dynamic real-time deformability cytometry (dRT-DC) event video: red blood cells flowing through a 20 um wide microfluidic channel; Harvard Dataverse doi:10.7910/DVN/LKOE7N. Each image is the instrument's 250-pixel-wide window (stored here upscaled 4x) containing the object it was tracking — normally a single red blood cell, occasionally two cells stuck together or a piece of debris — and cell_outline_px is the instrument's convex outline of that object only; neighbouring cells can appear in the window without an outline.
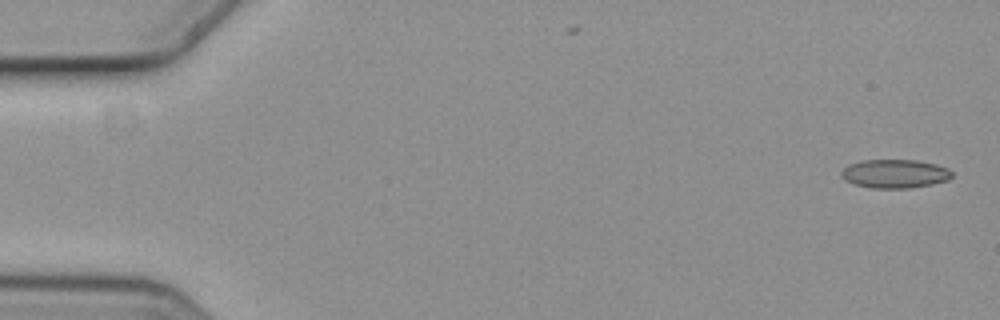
{"species": "common noctule bat (a hibernating species)", "species_latin": "Nyctalus noctula", "temperature_condition": "cold", "stored_images_in_passage": 9, "camera_frame_rate_fps": 3000, "um_per_image_px": 0.085, "animal": {"sex": "female", "body_mass_g": 19.3, "forearm_length_mm": 54.1}, "frame": {"image": 1, "passage_image": 1, "time_ms": 0.0, "image_size_px": [1000, 320], "cell_outline_px": [[952, 176], [948, 180], [932, 184], [908, 188], [872, 188], [856, 184], [844, 180], [840, 176], [840, 172], [848, 164], [860, 160], [916, 160], [936, 164], [948, 168], [952, 172]], "centroid_in_image_um": [76.04, 14.76], "position_along_channel_um": 9.0, "area_um2": 18.55}}
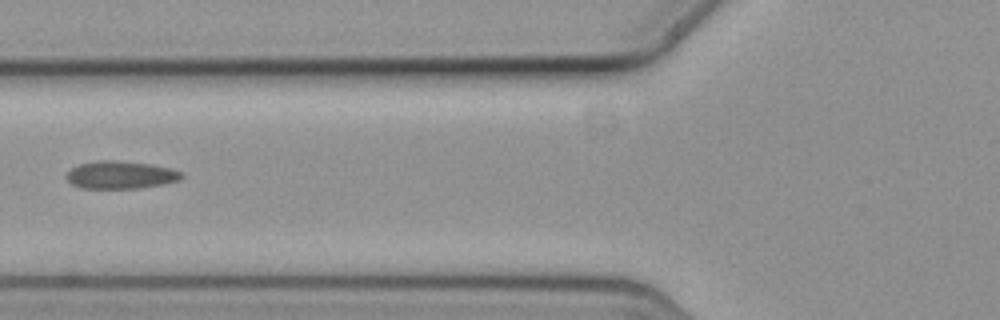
{"frame": {"image": 2, "passage_image": 6, "time_ms": 1.667, "image_size_px": [1000, 320], "cell_outline_px": [[184, 176], [180, 180], [164, 184], [140, 188], [80, 188], [72, 184], [68, 180], [68, 172], [72, 168], [80, 164], [96, 160], [112, 160], [152, 164], [172, 168], [184, 172]], "centroid_in_image_um": [10.32, 14.86], "position_along_channel_um": 115.5, "area_um2": 18.67}}
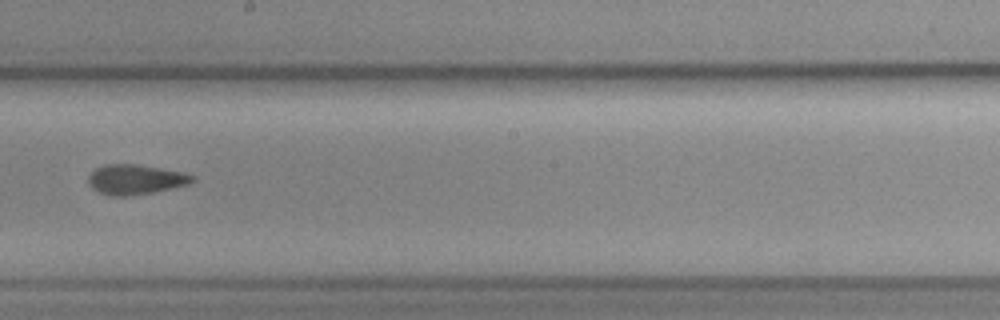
{"frame": {"image": 3, "passage_image": 9, "time_ms": 2.667, "image_size_px": [1000, 320], "cell_outline_px": [[196, 180], [188, 184], [172, 188], [152, 192], [128, 196], [112, 196], [100, 192], [92, 188], [88, 184], [88, 176], [96, 168], [104, 164], [136, 164], [160, 168], [180, 172], [196, 176]], "centroid_in_image_um": [11.5, 15.25], "position_along_channel_um": 236.7, "area_um2": 18.03}}